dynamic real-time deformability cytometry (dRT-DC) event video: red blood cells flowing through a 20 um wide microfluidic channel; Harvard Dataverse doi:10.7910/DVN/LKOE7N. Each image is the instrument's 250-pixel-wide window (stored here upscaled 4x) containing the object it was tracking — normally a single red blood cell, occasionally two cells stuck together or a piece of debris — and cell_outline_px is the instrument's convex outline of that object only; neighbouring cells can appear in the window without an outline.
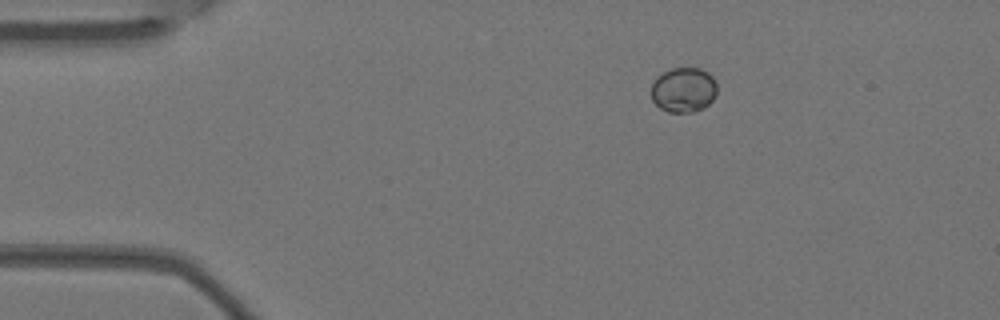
{"species": "Egyptian fruit bat (a non-hibernating species)", "species_latin": "Rousettus aegyptiacus", "temperature_condition": "warm", "stored_images_in_passage": 5, "camera_frame_rate_fps": 3000, "um_per_image_px": 0.085, "animal": {"sex": "female"}, "frame": {"image": 1, "passage_image": 5, "time_ms": 1.333, "image_size_px": [1000, 320], "cell_outline_px": [[716, 92], [712, 100], [704, 108], [692, 112], [668, 112], [660, 108], [652, 100], [652, 84], [656, 76], [672, 68], [700, 68], [708, 72], [712, 76], [716, 84]], "centroid_in_image_um": [58.1, 7.63], "position_along_channel_um": 26.9, "area_um2": 17.22}}